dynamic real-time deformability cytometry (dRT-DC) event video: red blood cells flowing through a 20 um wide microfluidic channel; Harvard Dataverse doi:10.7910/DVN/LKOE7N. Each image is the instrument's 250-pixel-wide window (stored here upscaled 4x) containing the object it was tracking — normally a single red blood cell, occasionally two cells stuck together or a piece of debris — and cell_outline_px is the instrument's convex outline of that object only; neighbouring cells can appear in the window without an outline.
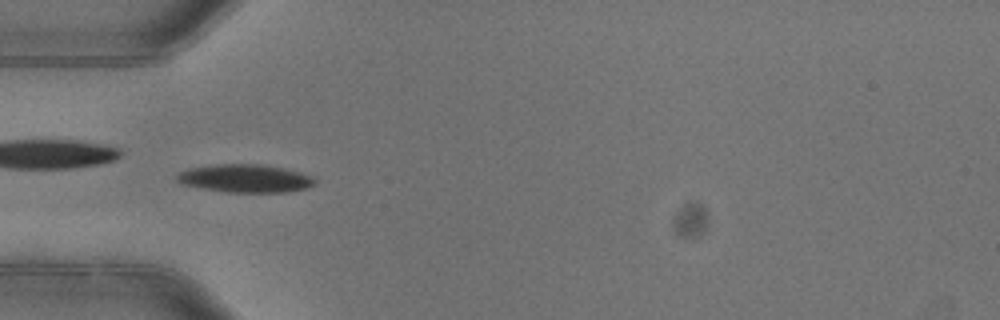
{"species": "common noctule bat (a hibernating species)", "species_latin": "Nyctalus noctula", "temperature_condition": "warm", "stored_images_in_passage": 5, "camera_frame_rate_fps": 3000, "um_per_image_px": 0.085, "animal": {"sex": "female"}, "frame": {"image": 1, "passage_image": 3, "time_ms": 0.667, "image_size_px": [1000, 320], "cell_outline_px": [[316, 180], [312, 184], [304, 188], [284, 192], [228, 192], [180, 184], [176, 180], [176, 176], [180, 172], [192, 168], [216, 164], [260, 164], [284, 168], [300, 172], [312, 176]], "centroid_in_image_um": [20.82, 15.16], "position_along_channel_um": 64.2, "area_um2": 22.25}}